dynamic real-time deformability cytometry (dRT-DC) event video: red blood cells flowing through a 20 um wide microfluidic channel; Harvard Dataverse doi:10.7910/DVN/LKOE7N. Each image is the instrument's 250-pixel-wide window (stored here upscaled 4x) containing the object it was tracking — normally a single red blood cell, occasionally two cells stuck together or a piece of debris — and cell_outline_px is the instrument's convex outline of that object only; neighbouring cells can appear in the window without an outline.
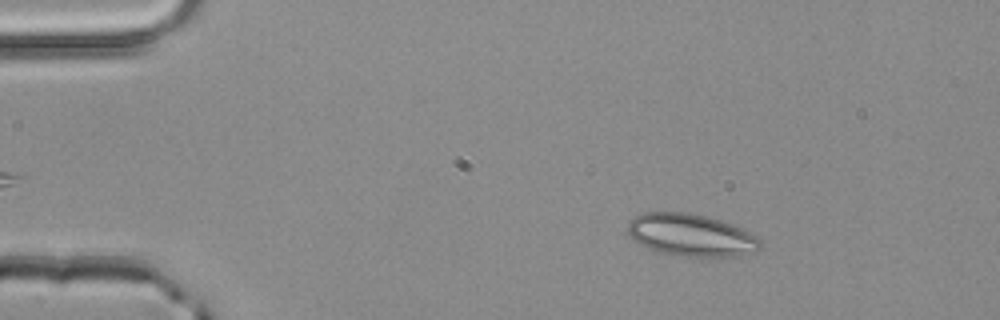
{"species": "common noctule bat (a hibernating species)", "species_latin": "Nyctalus noctula", "temperature_condition": "room temperature", "stored_images_in_passage": 3, "camera_frame_rate_fps": 3000, "um_per_image_px": 0.085, "animal": {"sex": "male", "body_mass_g": 20.4}, "frame": {"image": 1, "passage_image": 1, "time_ms": 0.0, "image_size_px": [1000, 320], "cell_outline_px": [[760, 248], [756, 252], [740, 256], [684, 256], [656, 252], [640, 244], [628, 232], [628, 220], [644, 212], [688, 212], [708, 216], [732, 224], [756, 236], [760, 240]], "centroid_in_image_um": [58.74, 19.98], "position_along_channel_um": 26.3, "area_um2": 32.66}}